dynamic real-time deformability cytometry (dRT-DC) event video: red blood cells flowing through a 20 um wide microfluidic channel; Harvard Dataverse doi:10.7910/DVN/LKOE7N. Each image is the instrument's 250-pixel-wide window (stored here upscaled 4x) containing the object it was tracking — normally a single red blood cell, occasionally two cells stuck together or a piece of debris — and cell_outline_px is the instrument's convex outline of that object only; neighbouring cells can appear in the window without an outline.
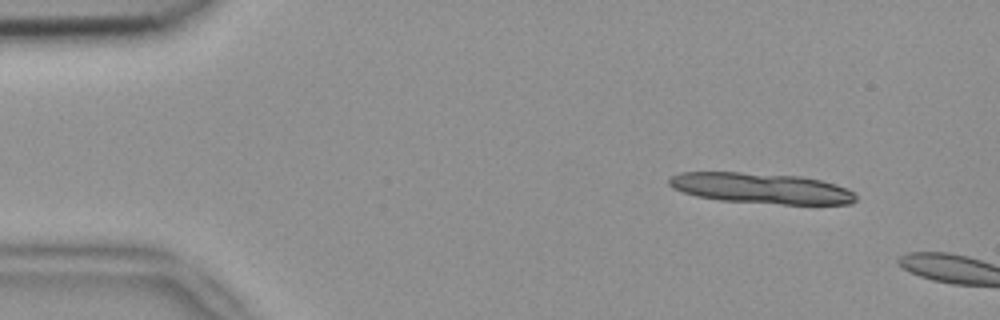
{"species": "common noctule bat (a hibernating species)", "species_latin": "Nyctalus noctula", "temperature_condition": "room temperature", "stored_images_in_passage": 5, "segment_of_instrument_passage": [2, 2], "camera_frame_rate_fps": 3000, "um_per_image_px": 0.085, "animal": {"sex": "female", "body_mass_g": 18.4}, "frame": {"image": 1, "passage_image": 5, "time_ms": 1.333, "image_size_px": [1000, 320], "cell_outline_px": [[856, 200], [852, 204], [780, 204], [720, 200], [696, 196], [672, 188], [668, 184], [668, 176], [680, 172], [740, 172], [800, 176], [820, 180], [836, 184], [848, 188], [856, 196]], "centroid_in_image_um": [64.68, 15.99], "position_along_channel_um": 20.3, "area_um2": 33.47}}